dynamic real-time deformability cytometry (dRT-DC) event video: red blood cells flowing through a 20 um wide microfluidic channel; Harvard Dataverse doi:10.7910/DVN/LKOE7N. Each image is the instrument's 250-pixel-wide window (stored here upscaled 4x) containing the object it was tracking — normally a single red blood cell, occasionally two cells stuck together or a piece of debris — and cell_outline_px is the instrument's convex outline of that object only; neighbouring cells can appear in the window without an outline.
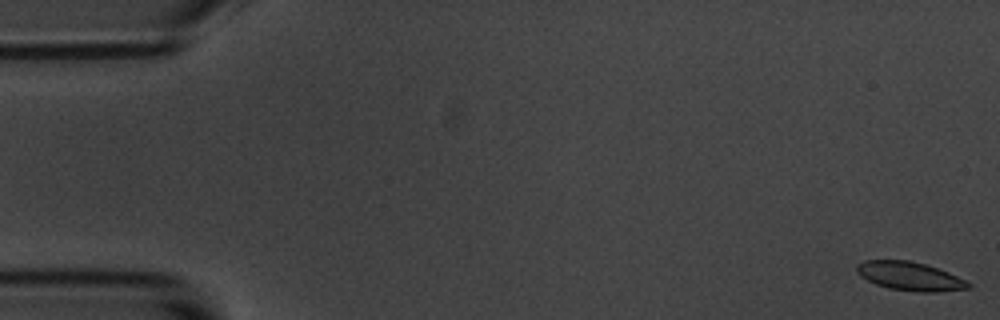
{"species": "common noctule bat (a hibernating species)", "species_latin": "Nyctalus noctula", "temperature_condition": "room temperature", "stored_images_in_passage": 58, "camera_frame_rate_fps": 3000, "um_per_image_px": 0.085, "animal": {"sex": "male", "body_mass_g": 20.1, "forearm_length_mm": 53.5}, "frame": {"image": 1, "passage_image": 1, "time_ms": 0.0, "image_size_px": [1000, 320], "cell_outline_px": [[972, 288], [936, 292], [916, 292], [888, 288], [876, 284], [860, 276], [856, 272], [856, 264], [864, 260], [908, 260], [924, 264], [948, 272], [972, 284]], "centroid_in_image_um": [77.32, 23.48], "position_along_channel_um": 7.7, "area_um2": 18.61}}
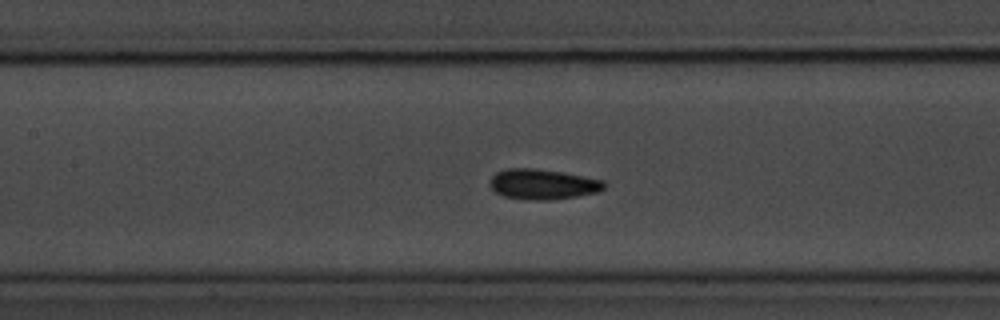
{"frame": {"image": 2, "passage_image": 26, "time_ms": 8.333, "image_size_px": [1000, 320], "cell_outline_px": [[608, 184], [604, 188], [596, 192], [576, 196], [552, 200], [528, 200], [504, 196], [496, 192], [488, 184], [488, 180], [496, 172], [508, 168], [532, 168], [560, 172], [584, 176], [604, 180]], "centroid_in_image_um": [46.12, 15.66], "position_along_channel_um": 161.3, "area_um2": 20.23}}
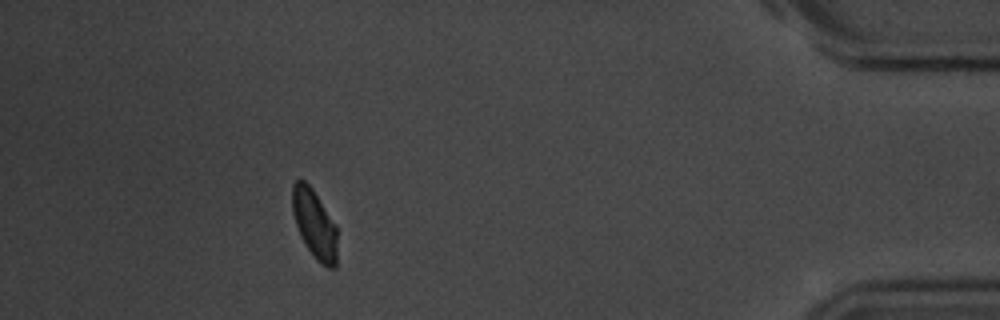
{"frame": {"image": 3, "passage_image": 52, "time_ms": 17.0, "image_size_px": [1000, 320], "cell_outline_px": [[336, 268], [328, 268], [320, 264], [316, 260], [304, 244], [300, 236], [296, 224], [292, 208], [292, 184], [296, 180], [304, 180], [312, 188], [336, 224]], "centroid_in_image_um": [26.73, 19.05], "position_along_channel_um": 408.5, "area_um2": 18.09}, "authors_computed_cell_mechanics": {"area_um2": 18.9873, "velocity_mm_per_s": 3.4857, "shape_relaxation_time_tau1_ms": 2.7248, "shape_relaxation_time_tau2_ms": 2.66, "deformation_change_tau1": 0.0763, "deformation_change_tau2": 0.0436}}